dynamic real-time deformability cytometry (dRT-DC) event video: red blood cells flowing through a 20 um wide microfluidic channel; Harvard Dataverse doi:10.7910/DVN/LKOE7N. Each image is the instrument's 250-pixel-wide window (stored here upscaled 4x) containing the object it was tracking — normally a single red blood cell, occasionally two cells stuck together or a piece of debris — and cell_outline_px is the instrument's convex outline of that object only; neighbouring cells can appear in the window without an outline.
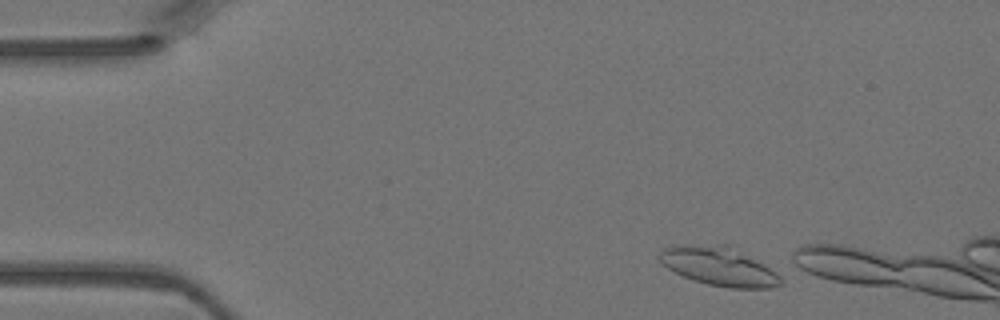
{"species": "Egyptian fruit bat (a non-hibernating species)", "species_latin": "Rousettus aegyptiacus", "temperature_condition": "warm", "stored_images_in_passage": 3, "camera_frame_rate_fps": 3000, "um_per_image_px": 0.085, "animal": {"sex": "female"}, "frame": {"image": 1, "passage_image": 1, "time_ms": 0.0, "image_size_px": [1000, 320], "cell_outline_px": [[784, 284], [768, 288], [728, 288], [708, 284], [684, 276], [668, 268], [656, 256], [664, 248], [672, 244], [728, 244], [784, 272]], "centroid_in_image_um": [61.25, 22.62], "position_along_channel_um": 23.8, "area_um2": 28.44}}